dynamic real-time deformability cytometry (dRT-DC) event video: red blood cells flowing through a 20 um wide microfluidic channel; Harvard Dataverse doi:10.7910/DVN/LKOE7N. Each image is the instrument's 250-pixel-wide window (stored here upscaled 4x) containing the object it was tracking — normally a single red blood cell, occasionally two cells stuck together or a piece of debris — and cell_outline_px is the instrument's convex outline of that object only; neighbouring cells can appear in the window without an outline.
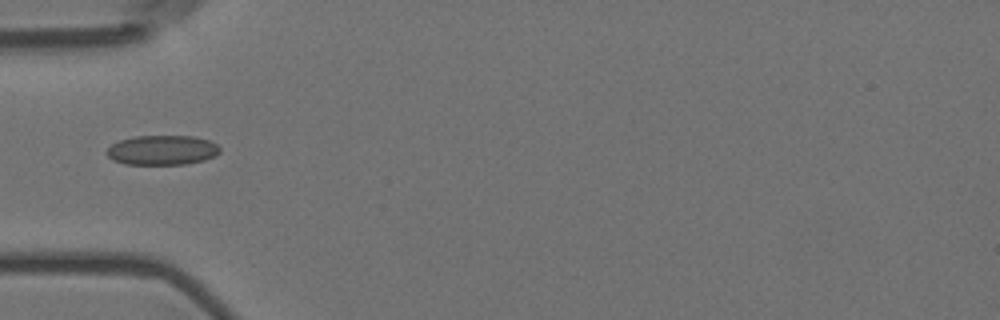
{"species": "Egyptian fruit bat (a non-hibernating species)", "species_latin": "Rousettus aegyptiacus", "temperature_condition": "room temperature", "stored_images_in_passage": 14, "camera_frame_rate_fps": 3000, "um_per_image_px": 0.085, "animal": {"sex": "female"}, "frame": {"image": 1, "passage_image": 4, "time_ms": 1.0, "image_size_px": [1000, 320], "cell_outline_px": [[220, 152], [216, 156], [204, 160], [184, 164], [124, 164], [112, 160], [104, 152], [112, 144], [120, 140], [136, 136], [192, 136], [208, 140], [216, 144], [220, 148]], "centroid_in_image_um": [13.77, 12.76], "position_along_channel_um": 71.2, "area_um2": 19.59}}
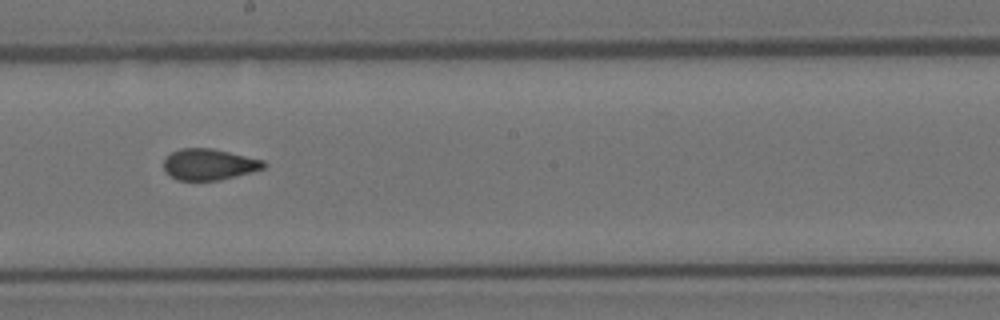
{"frame": {"image": 2, "passage_image": 8, "time_ms": 2.333, "image_size_px": [1000, 320], "cell_outline_px": [[268, 164], [264, 168], [220, 180], [176, 180], [164, 172], [164, 160], [172, 152], [180, 148], [212, 148], [264, 160]], "centroid_in_image_um": [17.75, 13.97], "position_along_channel_um": 230.4, "area_um2": 18.15}}
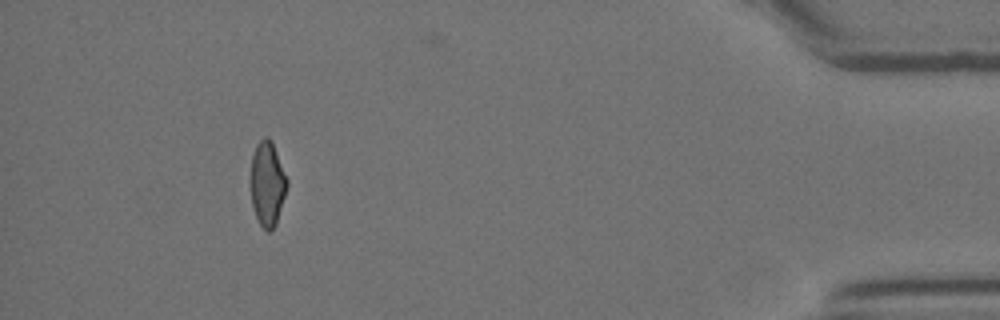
{"frame": {"image": 3, "passage_image": 13, "time_ms": 4.0, "image_size_px": [1000, 320], "cell_outline_px": [[288, 184], [276, 224], [268, 232], [260, 224], [256, 216], [252, 204], [252, 156], [256, 144], [264, 136], [268, 136], [272, 140], [288, 180]], "centroid_in_image_um": [22.75, 15.57], "position_along_channel_um": 412.5, "area_um2": 17.63}}